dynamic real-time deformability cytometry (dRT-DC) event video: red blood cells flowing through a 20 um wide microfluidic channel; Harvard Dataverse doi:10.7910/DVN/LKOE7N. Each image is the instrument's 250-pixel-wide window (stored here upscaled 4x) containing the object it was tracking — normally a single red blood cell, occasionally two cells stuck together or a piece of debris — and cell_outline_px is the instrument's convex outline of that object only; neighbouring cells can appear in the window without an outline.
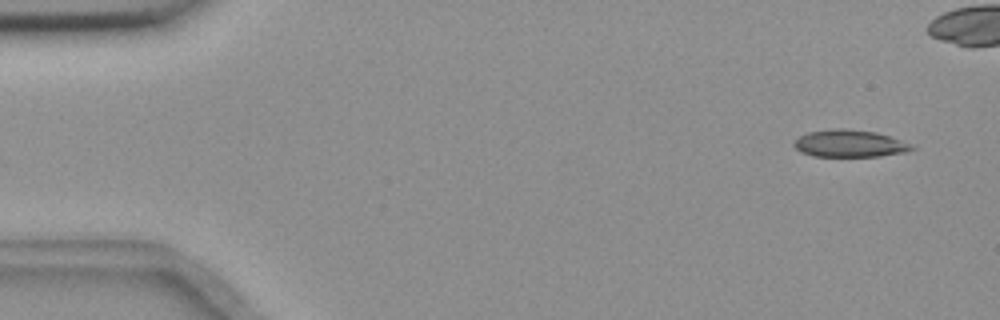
{"species": "common noctule bat (a hibernating species)", "species_latin": "Nyctalus noctula", "temperature_condition": "room temperature", "stored_images_in_passage": 5, "segment_of_instrument_passage": [2, 2], "camera_frame_rate_fps": 3000, "um_per_image_px": 0.085, "animal": {"sex": "female", "body_mass_g": 18.4}, "frame": {"image": 1, "passage_image": 5, "time_ms": 1.333, "image_size_px": [1000, 320], "cell_outline_px": [[916, 148], [904, 152], [880, 156], [812, 156], [800, 152], [792, 144], [792, 140], [808, 132], [836, 128], [840, 128], [876, 132], [912, 144]], "centroid_in_image_um": [72.17, 12.2], "position_along_channel_um": 12.8, "area_um2": 18.61}}